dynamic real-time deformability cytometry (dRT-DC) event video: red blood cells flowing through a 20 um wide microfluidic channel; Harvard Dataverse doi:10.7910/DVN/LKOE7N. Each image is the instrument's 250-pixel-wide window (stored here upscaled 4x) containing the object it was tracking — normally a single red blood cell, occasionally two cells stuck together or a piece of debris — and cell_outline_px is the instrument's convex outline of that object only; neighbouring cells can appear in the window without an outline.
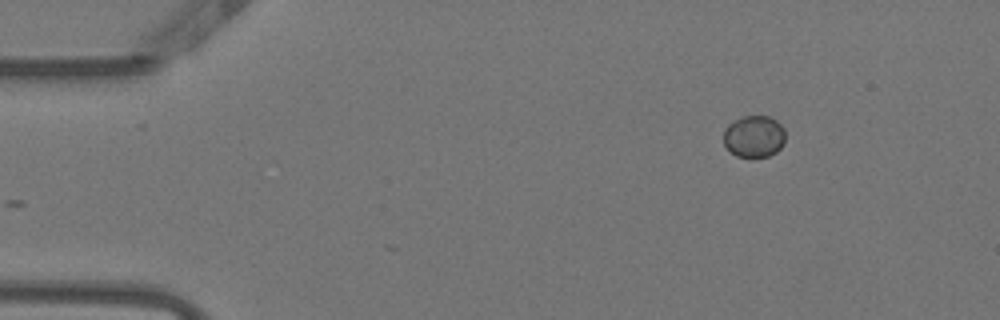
{"species": "Egyptian fruit bat (a non-hibernating species)", "species_latin": "Rousettus aegyptiacus", "temperature_condition": "warm", "stored_images_in_passage": 38, "camera_frame_rate_fps": 3000, "um_per_image_px": 0.085, "animal": {"sex": "female"}, "frame": {"image": 1, "passage_image": 1, "time_ms": 0.0, "image_size_px": [1000, 320], "cell_outline_px": [[784, 144], [776, 152], [768, 156], [736, 156], [724, 144], [724, 128], [728, 124], [744, 116], [768, 116], [776, 120], [784, 128]], "centroid_in_image_um": [64.1, 11.58], "position_along_channel_um": 20.9, "area_um2": 14.91}}
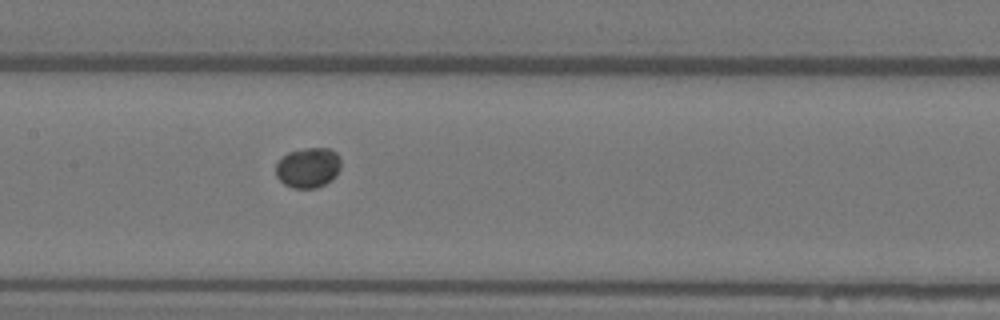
{"frame": {"image": 2, "passage_image": 20, "time_ms": 6.333, "image_size_px": [1000, 320], "cell_outline_px": [[340, 168], [336, 176], [332, 180], [316, 188], [292, 188], [284, 184], [276, 176], [276, 164], [288, 152], [304, 148], [328, 148], [336, 152], [340, 156]], "centroid_in_image_um": [26.2, 14.25], "position_along_channel_um": 181.2, "area_um2": 15.32}}
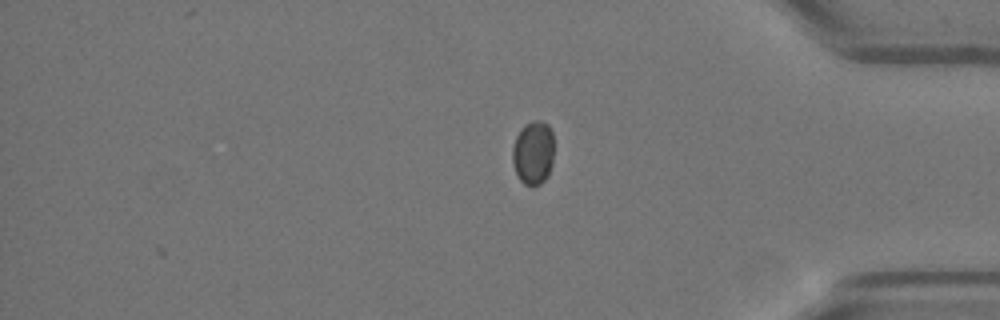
{"frame": {"image": 3, "passage_image": 38, "time_ms": 12.333, "image_size_px": [1000, 320], "cell_outline_px": [[552, 164], [548, 176], [540, 184], [532, 188], [524, 184], [520, 180], [512, 164], [512, 148], [516, 136], [520, 128], [524, 124], [532, 120], [540, 120], [548, 124], [552, 132]], "centroid_in_image_um": [45.3, 12.99], "position_along_channel_um": 389.9, "area_um2": 15.72}}